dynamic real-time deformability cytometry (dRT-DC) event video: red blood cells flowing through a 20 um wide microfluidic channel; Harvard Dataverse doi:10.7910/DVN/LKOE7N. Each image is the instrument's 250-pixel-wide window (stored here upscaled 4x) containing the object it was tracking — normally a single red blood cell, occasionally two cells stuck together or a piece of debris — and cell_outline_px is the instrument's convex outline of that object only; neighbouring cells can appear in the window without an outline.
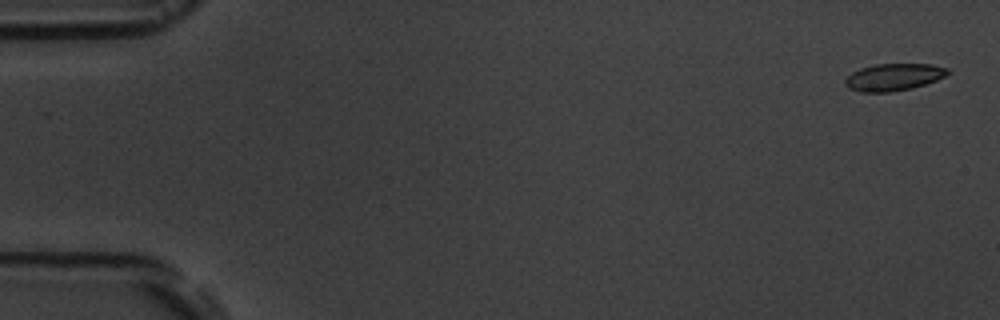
{"species": "common noctule bat (a hibernating species)", "species_latin": "Nyctalus noctula", "temperature_condition": "room temperature", "stored_images_in_passage": 6, "camera_frame_rate_fps": 3000, "um_per_image_px": 0.085, "animal": {"sex": "male", "body_mass_g": 19.5, "forearm_length_mm": 54.6}, "frame": {"image": 1, "passage_image": 1, "time_ms": 0.0, "image_size_px": [1000, 320], "cell_outline_px": [[952, 72], [936, 80], [912, 88], [892, 92], [860, 92], [848, 88], [844, 84], [844, 80], [852, 72], [860, 68], [876, 64], [932, 64], [948, 68]], "centroid_in_image_um": [75.95, 6.55], "position_along_channel_um": 9.0, "area_um2": 16.3}}
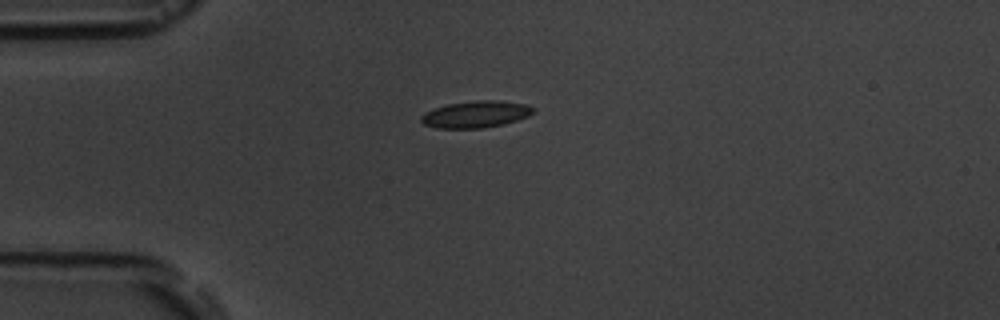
{"frame": {"image": 2, "passage_image": 4, "time_ms": 4.333, "image_size_px": [1000, 320], "cell_outline_px": [[536, 112], [528, 116], [504, 124], [484, 128], [436, 128], [424, 124], [420, 120], [420, 116], [424, 112], [448, 104], [476, 100], [496, 100], [524, 104], [536, 108]], "centroid_in_image_um": [40.45, 9.72], "position_along_channel_um": 44.5, "area_um2": 17.51}}
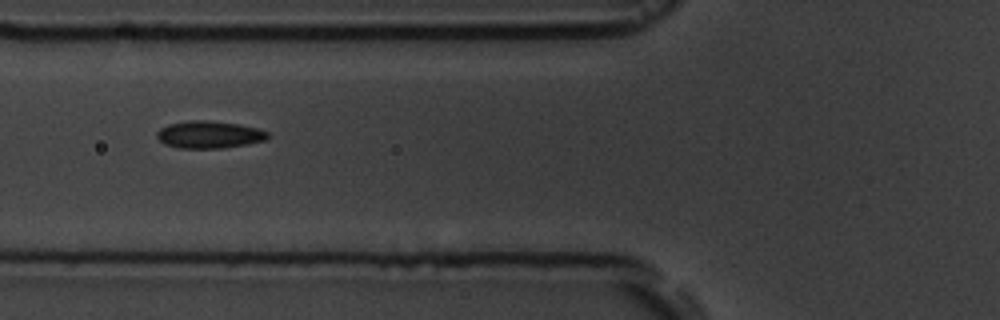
{"frame": {"image": 3, "passage_image": 6, "time_ms": 6.667, "image_size_px": [1000, 320], "cell_outline_px": [[268, 140], [248, 144], [220, 148], [176, 148], [164, 144], [156, 136], [156, 132], [160, 128], [168, 124], [192, 120], [204, 120], [240, 124], [260, 128], [268, 132]], "centroid_in_image_um": [17.79, 11.44], "position_along_channel_um": 108.0, "area_um2": 17.8}}